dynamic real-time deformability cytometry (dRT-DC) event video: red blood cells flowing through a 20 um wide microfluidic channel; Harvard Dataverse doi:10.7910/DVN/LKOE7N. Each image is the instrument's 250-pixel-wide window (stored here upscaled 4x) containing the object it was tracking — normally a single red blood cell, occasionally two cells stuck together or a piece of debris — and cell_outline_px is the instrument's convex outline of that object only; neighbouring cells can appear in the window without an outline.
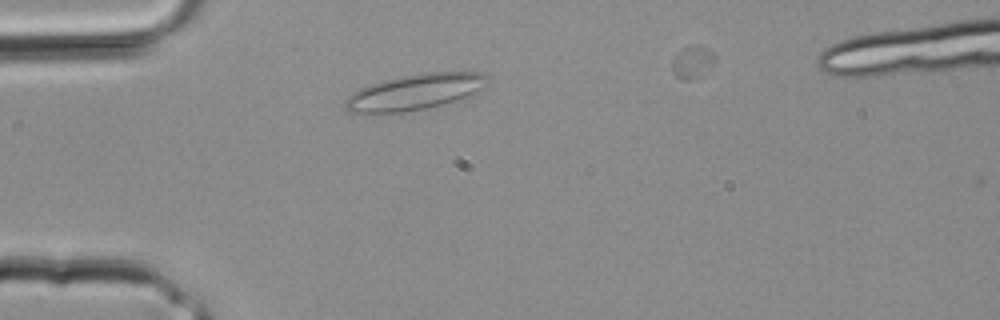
{"species": "common noctule bat (a hibernating species)", "species_latin": "Nyctalus noctula", "temperature_condition": "room temperature", "stored_images_in_passage": 21, "camera_frame_rate_fps": 3000, "um_per_image_px": 0.085, "animal": {"sex": "male", "body_mass_g": 20.4}, "frame": {"image": 1, "passage_image": 6, "time_ms": 1.667, "image_size_px": [1000, 320], "cell_outline_px": [[492, 80], [476, 96], [464, 100], [428, 108], [404, 112], [364, 116], [348, 112], [344, 108], [344, 100], [348, 96], [360, 88], [384, 80], [404, 76], [428, 72], [484, 72], [492, 76]], "centroid_in_image_um": [35.35, 7.86], "position_along_channel_um": 49.7, "area_um2": 31.21}}
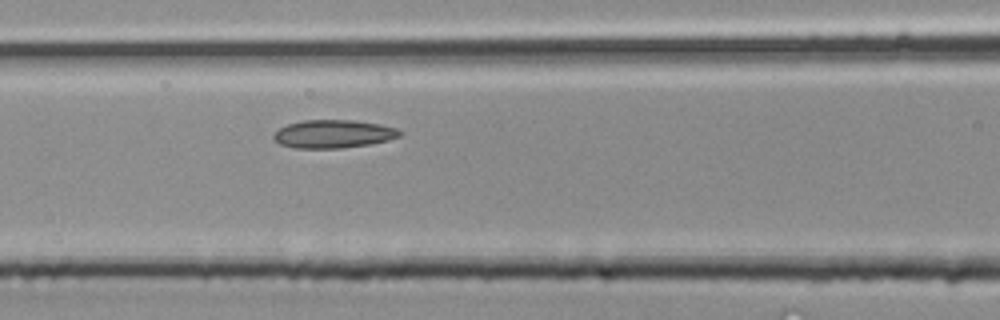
{"frame": {"image": 2, "passage_image": 11, "time_ms": 3.333, "image_size_px": [1000, 320], "cell_outline_px": [[404, 132], [400, 136], [388, 140], [368, 144], [340, 148], [296, 148], [280, 144], [272, 136], [280, 128], [288, 124], [304, 120], [352, 120], [380, 124], [396, 128]], "centroid_in_image_um": [28.36, 11.38], "position_along_channel_um": 138.2, "area_um2": 20.52}}
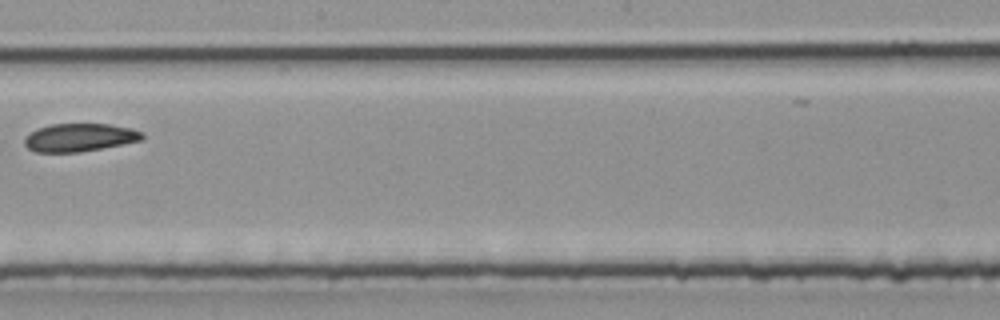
{"frame": {"image": 3, "passage_image": 16, "time_ms": 5.0, "image_size_px": [1000, 320], "cell_outline_px": [[144, 140], [124, 144], [80, 152], [36, 152], [28, 148], [24, 144], [24, 136], [28, 132], [36, 128], [52, 124], [108, 124], [132, 128], [144, 132]], "centroid_in_image_um": [6.76, 11.68], "position_along_channel_um": 241.4, "area_um2": 19.54}}